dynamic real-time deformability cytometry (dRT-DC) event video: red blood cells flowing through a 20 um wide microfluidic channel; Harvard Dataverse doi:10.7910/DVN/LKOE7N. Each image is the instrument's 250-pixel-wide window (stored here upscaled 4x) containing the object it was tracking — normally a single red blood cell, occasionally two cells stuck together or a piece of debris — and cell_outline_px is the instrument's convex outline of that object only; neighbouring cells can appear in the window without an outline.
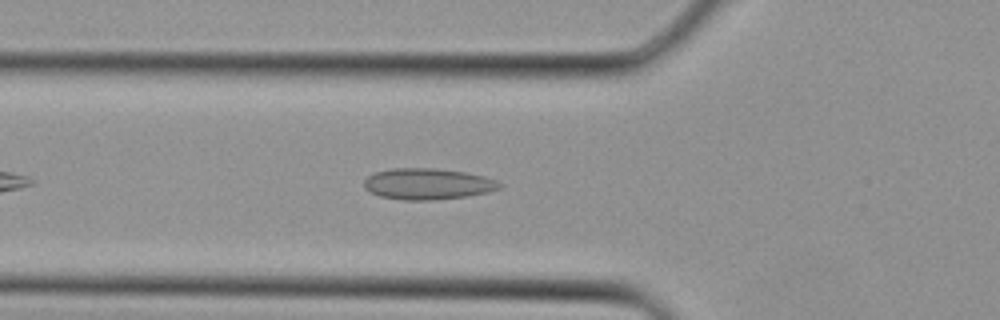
{"species": "Egyptian fruit bat (a non-hibernating species)", "species_latin": "Rousettus aegyptiacus", "temperature_condition": "cold", "stored_images_in_passage": 25, "camera_frame_rate_fps": 3000, "um_per_image_px": 0.085, "animal": {"sex": "female"}, "frame": {"image": 1, "passage_image": 4, "time_ms": 1.0, "image_size_px": [1000, 320], "cell_outline_px": [[504, 184], [500, 188], [488, 192], [464, 196], [432, 200], [404, 200], [380, 196], [364, 188], [364, 180], [368, 176], [376, 172], [392, 168], [432, 168], [464, 172], [484, 176], [496, 180]], "centroid_in_image_um": [36.36, 15.63], "position_along_channel_um": 89.4, "area_um2": 24.45}}
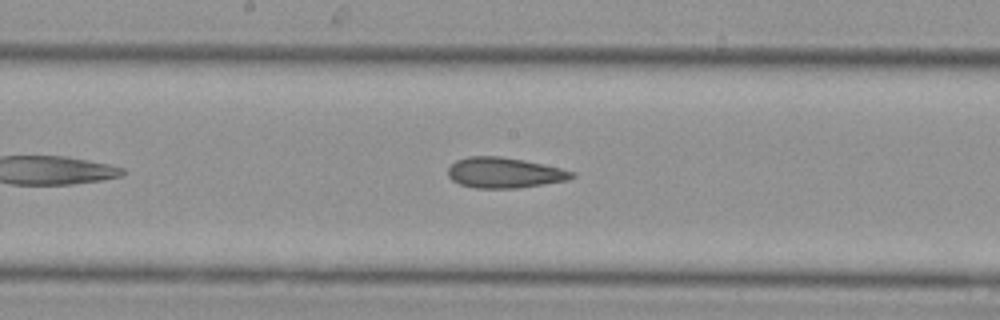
{"frame": {"image": 2, "passage_image": 10, "time_ms": 3.0, "image_size_px": [1000, 320], "cell_outline_px": [[576, 176], [568, 180], [516, 188], [476, 188], [460, 184], [452, 180], [448, 176], [448, 168], [456, 160], [468, 156], [500, 156], [524, 160], [560, 168], [576, 172]], "centroid_in_image_um": [42.87, 14.68], "position_along_channel_um": 205.3, "area_um2": 21.96}}
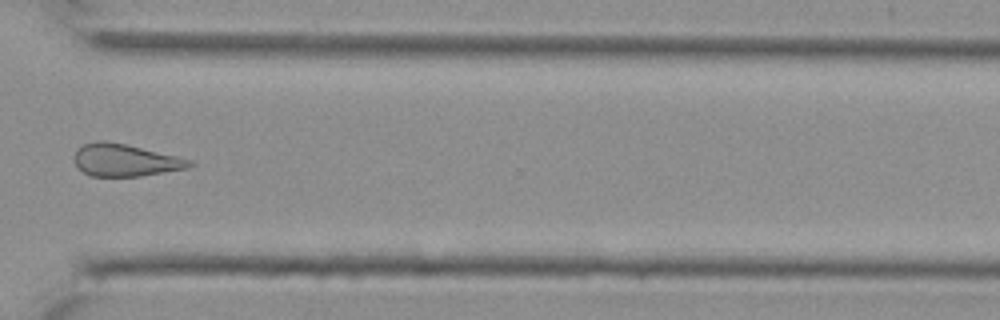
{"frame": {"image": 3, "passage_image": 18, "time_ms": 5.667, "image_size_px": [1000, 320], "cell_outline_px": [[196, 164], [188, 168], [140, 176], [92, 176], [84, 172], [76, 164], [76, 152], [84, 144], [96, 140], [104, 140], [124, 144], [176, 156], [192, 160]], "centroid_in_image_um": [10.68, 13.62], "position_along_channel_um": 359.9, "area_um2": 21.27}}